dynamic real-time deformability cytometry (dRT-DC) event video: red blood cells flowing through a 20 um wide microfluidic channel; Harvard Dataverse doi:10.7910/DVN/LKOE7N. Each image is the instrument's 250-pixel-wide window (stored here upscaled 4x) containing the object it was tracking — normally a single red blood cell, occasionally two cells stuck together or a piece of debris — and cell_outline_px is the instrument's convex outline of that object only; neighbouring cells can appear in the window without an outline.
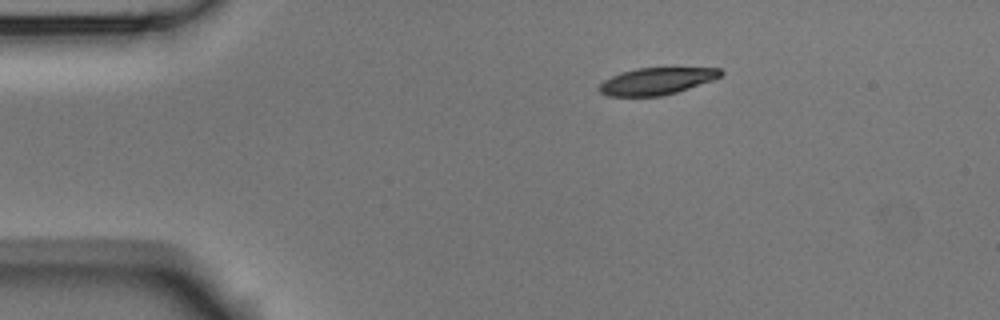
{"species": "Egyptian fruit bat (a non-hibernating species)", "species_latin": "Rousettus aegyptiacus", "temperature_condition": "room temperature", "stored_images_in_passage": 3, "camera_frame_rate_fps": 3000, "um_per_image_px": 0.085, "animal": {"sex": "male"}, "frame": {"image": 1, "passage_image": 1, "time_ms": 0.0, "image_size_px": [1000, 320], "cell_outline_px": [[724, 72], [720, 76], [712, 80], [676, 92], [660, 96], [608, 96], [600, 92], [596, 88], [604, 80], [620, 72], [636, 68], [720, 68]], "centroid_in_image_um": [55.76, 6.89], "position_along_channel_um": 29.2, "area_um2": 18.96}}